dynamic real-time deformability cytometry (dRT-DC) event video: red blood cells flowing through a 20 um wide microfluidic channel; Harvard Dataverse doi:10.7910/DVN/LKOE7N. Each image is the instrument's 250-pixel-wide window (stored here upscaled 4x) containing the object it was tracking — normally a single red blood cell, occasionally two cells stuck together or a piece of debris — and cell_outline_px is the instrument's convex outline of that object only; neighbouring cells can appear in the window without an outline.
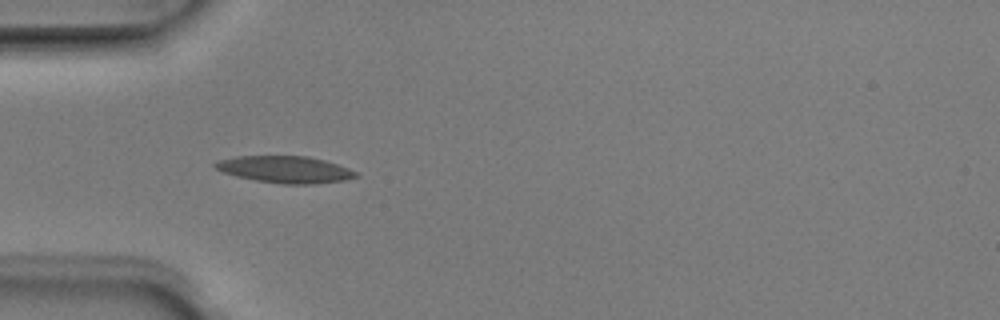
{"species": "Egyptian fruit bat (a non-hibernating species)", "species_latin": "Rousettus aegyptiacus", "temperature_condition": "room temperature", "stored_images_in_passage": 6, "camera_frame_rate_fps": 3000, "um_per_image_px": 0.085, "animal": {"sex": "male"}, "frame": {"image": 1, "passage_image": 5, "time_ms": 1.333, "image_size_px": [1000, 320], "cell_outline_px": [[360, 176], [344, 180], [316, 184], [280, 184], [256, 180], [236, 176], [224, 172], [216, 168], [212, 164], [216, 160], [236, 156], [308, 156], [324, 160], [348, 168], [356, 172]], "centroid_in_image_um": [24.22, 14.4], "position_along_channel_um": 60.8, "area_um2": 22.02}}
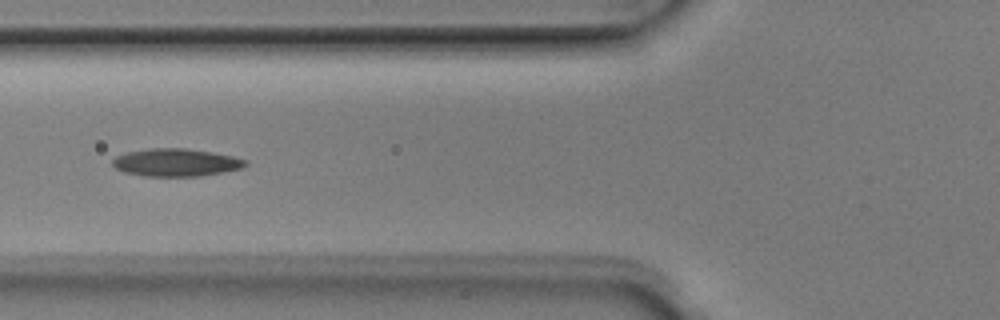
{"frame": {"image": 2, "passage_image": 6, "time_ms": 1.667, "image_size_px": [1000, 320], "cell_outline_px": [[248, 164], [244, 168], [224, 172], [200, 176], [144, 176], [124, 172], [116, 168], [112, 164], [112, 160], [116, 156], [128, 152], [148, 148], [188, 148], [212, 152], [232, 156], [248, 160]], "centroid_in_image_um": [14.99, 13.81], "position_along_channel_um": 110.8, "area_um2": 21.62}}